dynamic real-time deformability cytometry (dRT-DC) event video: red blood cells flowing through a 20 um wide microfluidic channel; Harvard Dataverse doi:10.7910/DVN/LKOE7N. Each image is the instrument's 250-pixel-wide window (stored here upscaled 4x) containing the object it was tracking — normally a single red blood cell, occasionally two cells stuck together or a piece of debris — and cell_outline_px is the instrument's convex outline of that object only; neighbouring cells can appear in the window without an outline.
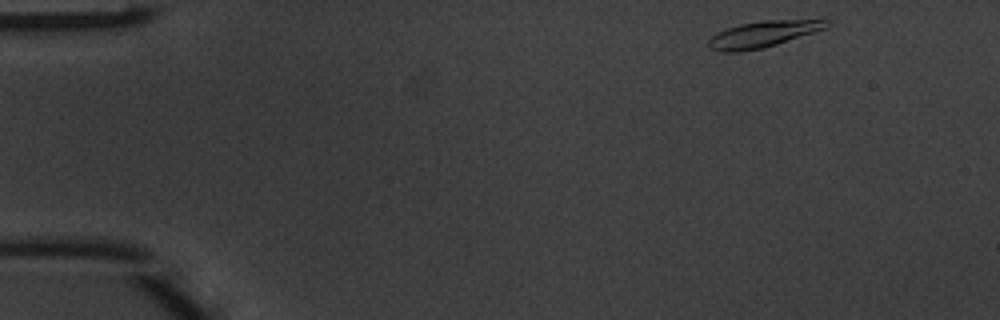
{"species": "common noctule bat (a hibernating species)", "species_latin": "Nyctalus noctula", "temperature_condition": "warm", "stored_images_in_passage": 45, "camera_frame_rate_fps": 3000, "um_per_image_px": 0.085, "animal": {"sex": "male", "body_mass_g": 20.1, "forearm_length_mm": 53.5}, "frame": {"image": 1, "passage_image": 1, "time_ms": 0.0, "image_size_px": [1000, 320], "cell_outline_px": [[828, 24], [824, 28], [764, 48], [740, 52], [724, 52], [708, 48], [708, 40], [712, 36], [728, 28], [740, 24], [764, 20], [828, 20]], "centroid_in_image_um": [64.77, 2.92], "position_along_channel_um": 20.2, "area_um2": 17.57}}
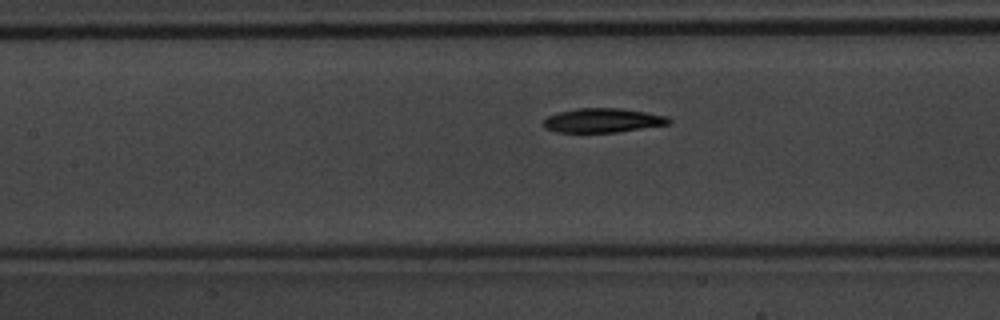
{"frame": {"image": 2, "passage_image": 18, "time_ms": 5.667, "image_size_px": [1000, 320], "cell_outline_px": [[672, 120], [668, 124], [616, 132], [556, 132], [544, 128], [544, 120], [548, 116], [560, 112], [576, 108], [620, 108], [644, 112], [664, 116]], "centroid_in_image_um": [51.19, 10.23], "position_along_channel_um": 156.2, "area_um2": 17.4}}
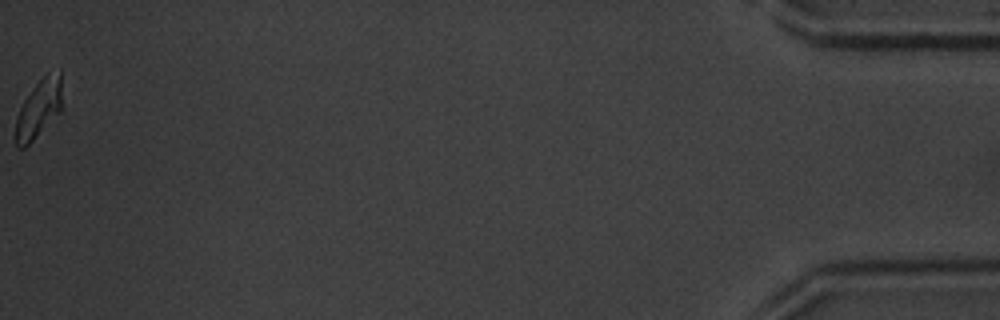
{"frame": {"image": 3, "passage_image": 45, "time_ms": 14.667, "image_size_px": [1000, 320], "cell_outline_px": [[60, 112], [24, 148], [16, 148], [16, 120], [20, 108], [24, 100], [32, 88], [48, 72], [60, 68]], "centroid_in_image_um": [3.28, 9.22], "position_along_channel_um": 431.9, "area_um2": 15.32}, "authors_computed_cell_mechanics": {"area_um2": 17.8024, "velocity_mm_per_s": 4.1087, "shape_relaxation_time_tau1_ms": 2.2408, "shape_relaxation_time_tau2_ms": 2.4486, "deformation_change_tau1": 0.1371, "deformation_change_tau2": 0.0642}}